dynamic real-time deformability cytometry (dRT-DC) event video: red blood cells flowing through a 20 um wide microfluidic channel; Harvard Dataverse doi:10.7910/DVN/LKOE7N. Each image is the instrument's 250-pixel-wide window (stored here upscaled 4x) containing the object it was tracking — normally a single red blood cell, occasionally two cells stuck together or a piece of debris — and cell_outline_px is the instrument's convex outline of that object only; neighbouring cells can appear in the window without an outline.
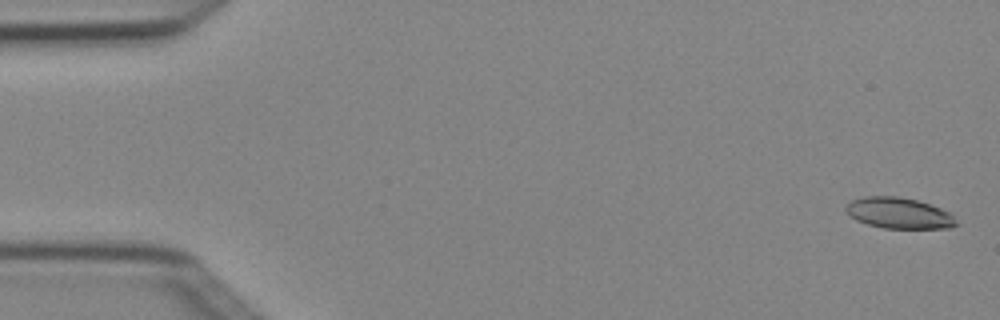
{"species": "Egyptian fruit bat (a non-hibernating species)", "species_latin": "Rousettus aegyptiacus", "temperature_condition": "cold", "stored_images_in_passage": 5, "camera_frame_rate_fps": 3000, "um_per_image_px": 0.085, "animal": {"sex": "female"}, "frame": {"image": 1, "passage_image": 1, "time_ms": 0.0, "image_size_px": [1000, 320], "cell_outline_px": [[960, 224], [948, 228], [884, 228], [868, 224], [856, 220], [844, 208], [852, 200], [864, 196], [896, 196], [916, 200], [952, 212]], "centroid_in_image_um": [76.46, 18.11], "position_along_channel_um": 8.5, "area_um2": 19.88}}
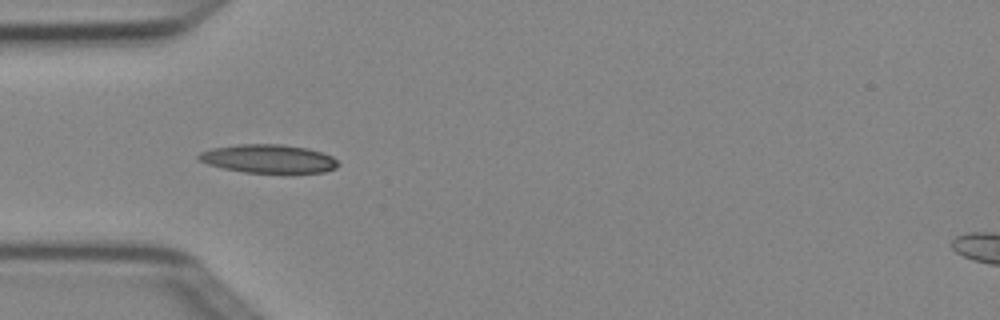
{"frame": {"image": 2, "passage_image": 5, "time_ms": 1.333, "image_size_px": [1000, 320], "cell_outline_px": [[340, 164], [336, 168], [324, 172], [288, 176], [280, 176], [244, 172], [224, 168], [208, 164], [200, 160], [196, 156], [200, 152], [212, 148], [240, 144], [280, 144], [308, 148], [332, 156]], "centroid_in_image_um": [22.89, 13.55], "position_along_channel_um": 62.1, "area_um2": 24.16}}